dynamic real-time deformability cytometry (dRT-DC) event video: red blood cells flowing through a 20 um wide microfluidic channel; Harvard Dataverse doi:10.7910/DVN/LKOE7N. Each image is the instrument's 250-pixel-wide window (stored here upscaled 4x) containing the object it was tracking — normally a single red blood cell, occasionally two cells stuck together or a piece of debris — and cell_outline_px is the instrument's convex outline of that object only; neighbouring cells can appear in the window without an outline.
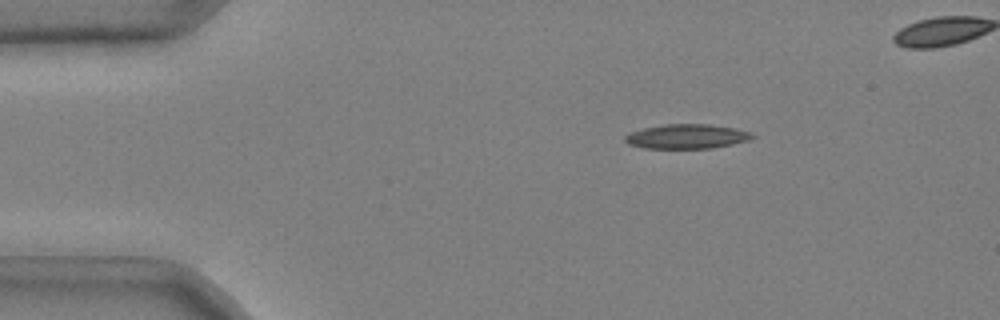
{"species": "common noctule bat (a hibernating species)", "species_latin": "Nyctalus noctula", "temperature_condition": "cold", "stored_images_in_passage": 44, "camera_frame_rate_fps": 3000, "um_per_image_px": 0.085, "animal": {"sex": "male", "body_mass_g": 20.4}, "frame": {"image": 1, "passage_image": 2, "time_ms": 0.333, "image_size_px": [1000, 320], "cell_outline_px": [[756, 136], [748, 140], [732, 144], [712, 148], [644, 148], [628, 144], [624, 140], [624, 136], [632, 132], [644, 128], [664, 124], [708, 124], [736, 128], [752, 132]], "centroid_in_image_um": [58.4, 11.59], "position_along_channel_um": 26.6, "area_um2": 18.15}}
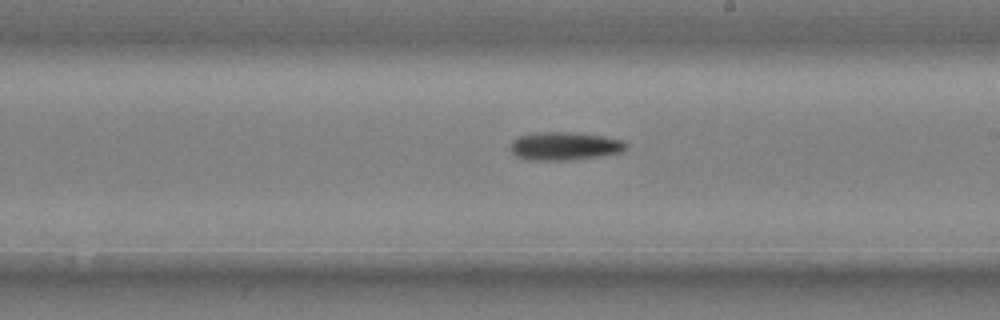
{"frame": {"image": 2, "passage_image": 24, "time_ms": 7.667, "image_size_px": [1000, 320], "cell_outline_px": [[628, 148], [620, 152], [600, 156], [572, 160], [528, 160], [516, 156], [512, 152], [512, 140], [520, 136], [544, 132], [572, 132], [604, 136], [624, 140], [628, 144]], "centroid_in_image_um": [48.05, 12.42], "position_along_channel_um": 241.0, "area_um2": 18.96}}
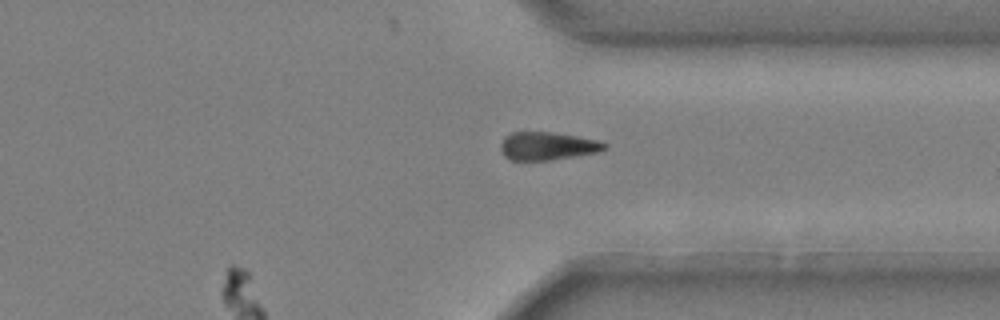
{"frame": {"image": 3, "passage_image": 34, "time_ms": 11.0, "image_size_px": [1000, 320], "cell_outline_px": [[608, 148], [596, 152], [576, 156], [552, 160], [512, 160], [504, 156], [500, 148], [500, 144], [504, 136], [512, 132], [552, 132], [576, 136], [596, 140], [608, 144]], "centroid_in_image_um": [46.51, 12.41], "position_along_channel_um": 364.9, "area_um2": 16.99}, "authors_computed_cell_mechanics": {"area_um2": 18.2648, "velocity_mm_per_s": 3.7101, "shape_relaxation_time_tau1_ms": 3.2033, "shape_relaxation_time_tau2_ms": null, "deformation_change_tau1": 0.1008, "deformation_change_tau2": null}}